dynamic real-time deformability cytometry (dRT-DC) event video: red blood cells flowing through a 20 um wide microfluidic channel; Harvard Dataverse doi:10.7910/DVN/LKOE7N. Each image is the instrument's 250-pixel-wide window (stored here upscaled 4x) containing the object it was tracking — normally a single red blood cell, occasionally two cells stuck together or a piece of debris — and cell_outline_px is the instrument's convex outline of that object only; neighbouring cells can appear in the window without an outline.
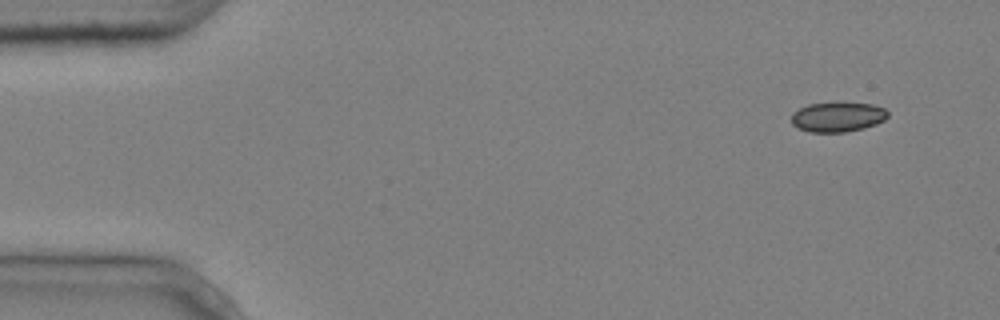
{"species": "common noctule bat (a hibernating species)", "species_latin": "Nyctalus noctula", "temperature_condition": "cold", "stored_images_in_passage": 4, "camera_frame_rate_fps": 3000, "um_per_image_px": 0.085, "animal": {"sex": "male", "body_mass_g": 20.4}, "frame": {"image": 1, "passage_image": 1, "time_ms": 0.0, "image_size_px": [1000, 320], "cell_outline_px": [[888, 116], [884, 120], [876, 124], [864, 128], [844, 132], [808, 132], [792, 124], [792, 112], [808, 104], [836, 100], [872, 104], [884, 108], [888, 112]], "centroid_in_image_um": [71.21, 9.9], "position_along_channel_um": 13.8, "area_um2": 17.28}}
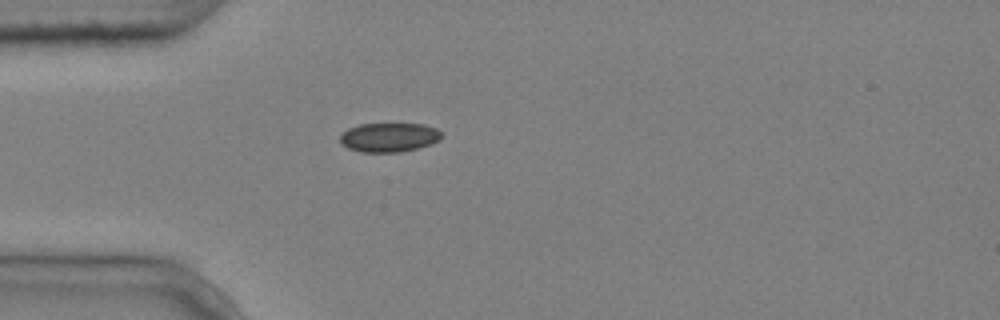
{"frame": {"image": 2, "passage_image": 4, "time_ms": 1.0, "image_size_px": [1000, 320], "cell_outline_px": [[440, 140], [432, 144], [400, 152], [360, 152], [348, 148], [340, 144], [340, 136], [348, 128], [360, 124], [424, 124], [436, 128], [440, 132]], "centroid_in_image_um": [33.05, 11.68], "position_along_channel_um": 52.0, "area_um2": 17.22}}